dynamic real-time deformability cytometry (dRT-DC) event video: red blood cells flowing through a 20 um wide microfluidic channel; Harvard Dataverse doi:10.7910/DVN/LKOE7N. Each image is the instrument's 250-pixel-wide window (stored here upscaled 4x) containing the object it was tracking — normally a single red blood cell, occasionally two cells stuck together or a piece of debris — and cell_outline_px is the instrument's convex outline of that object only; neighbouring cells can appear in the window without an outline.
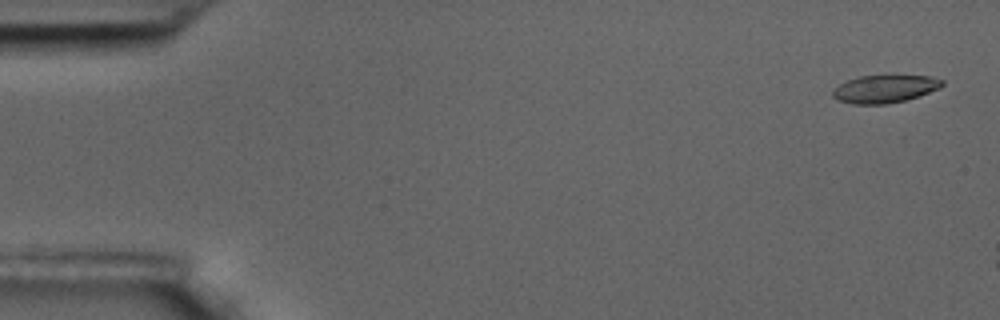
{"species": "common noctule bat (a hibernating species)", "species_latin": "Nyctalus noctula", "temperature_condition": "room temperature", "stored_images_in_passage": 16, "camera_frame_rate_fps": 3000, "um_per_image_px": 0.085, "animal": {"sex": "male", "body_mass_g": 17.5, "forearm_length_mm": 52.3}, "frame": {"image": 1, "passage_image": 2, "time_ms": 0.333, "image_size_px": [1000, 320], "cell_outline_px": [[944, 84], [940, 88], [904, 100], [888, 104], [852, 104], [840, 100], [832, 96], [832, 92], [840, 84], [848, 80], [860, 76], [892, 72], [932, 76], [944, 80]], "centroid_in_image_um": [75.27, 7.49], "position_along_channel_um": 9.7, "area_um2": 18.44}}
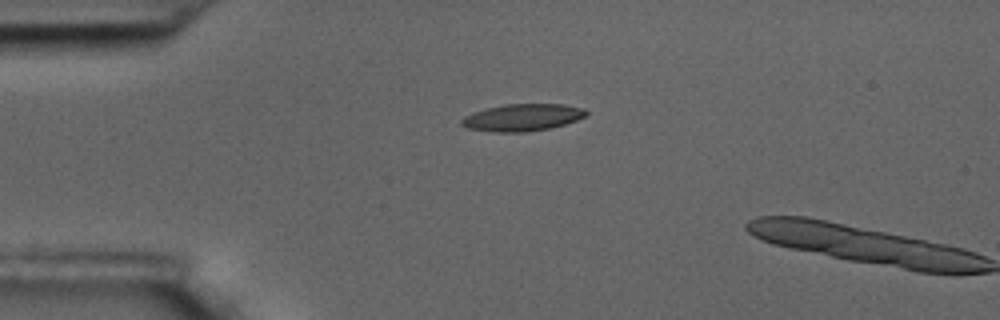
{"frame": {"image": 2, "passage_image": 14, "time_ms": 4.333, "image_size_px": [1000, 320], "cell_outline_px": [[588, 112], [584, 116], [576, 120], [552, 128], [524, 132], [492, 132], [468, 128], [460, 124], [460, 120], [464, 116], [472, 112], [484, 108], [504, 104], [564, 104], [584, 108]], "centroid_in_image_um": [44.37, 9.98], "position_along_channel_um": 40.6, "area_um2": 19.83}}